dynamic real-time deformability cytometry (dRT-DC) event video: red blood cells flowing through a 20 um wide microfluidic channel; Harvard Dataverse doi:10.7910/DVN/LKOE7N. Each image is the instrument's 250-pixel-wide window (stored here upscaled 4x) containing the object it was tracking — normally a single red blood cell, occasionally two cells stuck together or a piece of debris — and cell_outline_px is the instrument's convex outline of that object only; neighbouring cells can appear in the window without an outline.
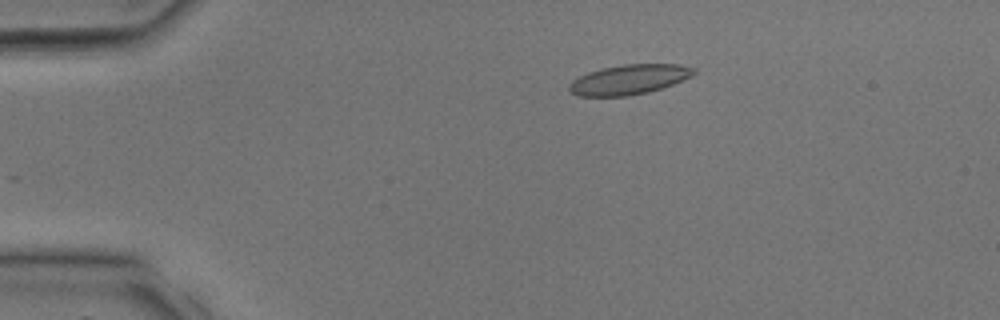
{"species": "common noctule bat (a hibernating species)", "species_latin": "Nyctalus noctula", "temperature_condition": "room temperature", "stored_images_in_passage": 28, "camera_frame_rate_fps": 3000, "um_per_image_px": 0.085, "animal": {"sex": "male", "body_mass_g": 17.9, "forearm_length_mm": 54.2}, "frame": {"image": 1, "passage_image": 1, "time_ms": 0.0, "image_size_px": [1000, 320], "cell_outline_px": [[696, 72], [692, 76], [672, 84], [648, 92], [628, 96], [576, 96], [568, 92], [568, 84], [572, 80], [588, 72], [600, 68], [624, 64], [680, 64], [696, 68]], "centroid_in_image_um": [53.43, 6.76], "position_along_channel_um": 31.6, "area_um2": 21.85}}
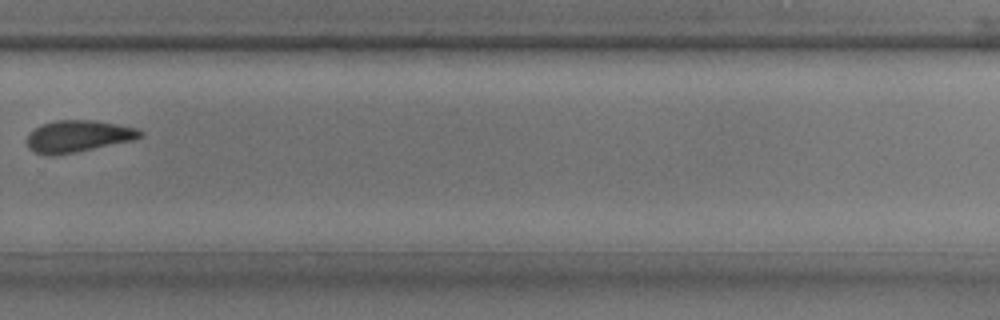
{"frame": {"image": 2, "passage_image": 18, "time_ms": 5.667, "image_size_px": [1000, 320], "cell_outline_px": [[144, 136], [132, 140], [76, 152], [48, 156], [32, 152], [28, 148], [28, 132], [40, 124], [56, 120], [96, 120], [136, 128], [144, 132]], "centroid_in_image_um": [6.6, 11.57], "position_along_channel_um": 323.2, "area_um2": 21.1}}
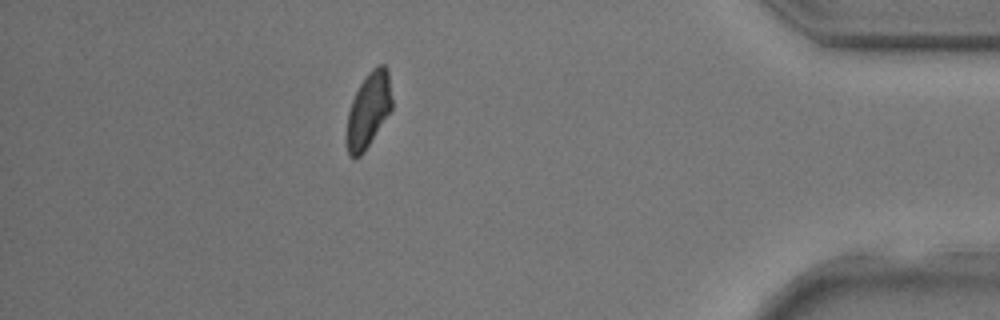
{"frame": {"image": 3, "passage_image": 24, "time_ms": 7.667, "image_size_px": [1000, 320], "cell_outline_px": [[392, 108], [364, 152], [360, 156], [348, 156], [344, 136], [348, 112], [352, 100], [360, 84], [368, 72], [376, 64], [384, 64], [388, 68], [392, 100]], "centroid_in_image_um": [31.29, 9.35], "position_along_channel_um": 403.9, "area_um2": 20.06}}